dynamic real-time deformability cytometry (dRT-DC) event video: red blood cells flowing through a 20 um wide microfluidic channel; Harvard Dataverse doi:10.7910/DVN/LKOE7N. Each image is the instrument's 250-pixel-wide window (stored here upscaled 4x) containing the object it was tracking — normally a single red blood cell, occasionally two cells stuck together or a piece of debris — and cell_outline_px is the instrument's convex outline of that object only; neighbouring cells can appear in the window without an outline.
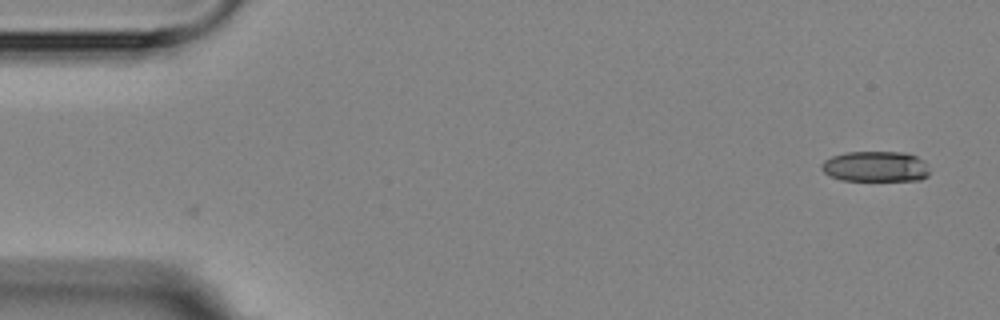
{"species": "Egyptian fruit bat (a non-hibernating species)", "species_latin": "Rousettus aegyptiacus", "temperature_condition": "room temperature", "stored_images_in_passage": 2, "camera_frame_rate_fps": 3000, "um_per_image_px": 0.085, "animal": {"sex": "female"}, "frame": {"image": 1, "passage_image": 2, "time_ms": 1.333, "image_size_px": [1000, 320], "cell_outline_px": [[928, 176], [920, 180], [840, 180], [824, 172], [820, 168], [820, 164], [824, 160], [832, 156], [844, 152], [908, 152], [924, 160], [928, 172]], "centroid_in_image_um": [74.4, 14.14], "position_along_channel_um": 10.6, "area_um2": 19.31}}